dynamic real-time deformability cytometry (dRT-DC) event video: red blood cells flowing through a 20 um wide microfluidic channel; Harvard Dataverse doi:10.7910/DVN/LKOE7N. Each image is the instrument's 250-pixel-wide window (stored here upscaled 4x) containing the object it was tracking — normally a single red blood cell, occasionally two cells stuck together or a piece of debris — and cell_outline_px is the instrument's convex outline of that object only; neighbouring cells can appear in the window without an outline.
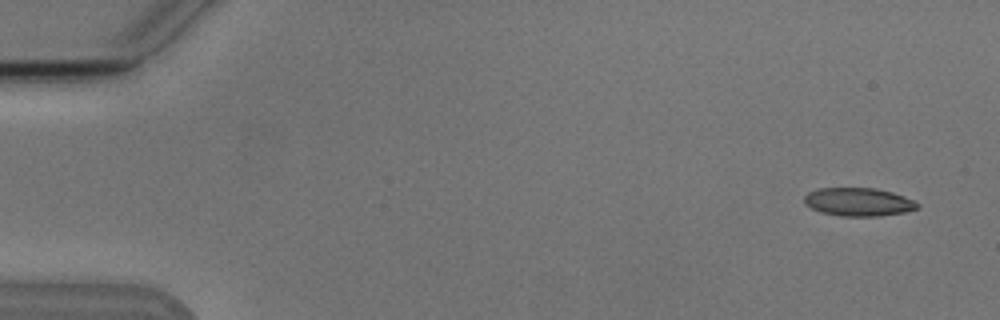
{"species": "Egyptian fruit bat (a non-hibernating species)", "species_latin": "Rousettus aegyptiacus", "temperature_condition": "cold", "stored_images_in_passage": 6, "camera_frame_rate_fps": 3000, "um_per_image_px": 0.085, "animal": {"sex": "male"}, "frame": {"image": 1, "passage_image": 1, "time_ms": 0.0, "image_size_px": [1000, 320], "cell_outline_px": [[920, 204], [916, 208], [904, 212], [880, 216], [840, 216], [820, 212], [804, 204], [804, 196], [808, 192], [820, 188], [872, 188], [892, 192], [904, 196]], "centroid_in_image_um": [72.93, 17.17], "position_along_channel_um": 12.1, "area_um2": 18.55}}